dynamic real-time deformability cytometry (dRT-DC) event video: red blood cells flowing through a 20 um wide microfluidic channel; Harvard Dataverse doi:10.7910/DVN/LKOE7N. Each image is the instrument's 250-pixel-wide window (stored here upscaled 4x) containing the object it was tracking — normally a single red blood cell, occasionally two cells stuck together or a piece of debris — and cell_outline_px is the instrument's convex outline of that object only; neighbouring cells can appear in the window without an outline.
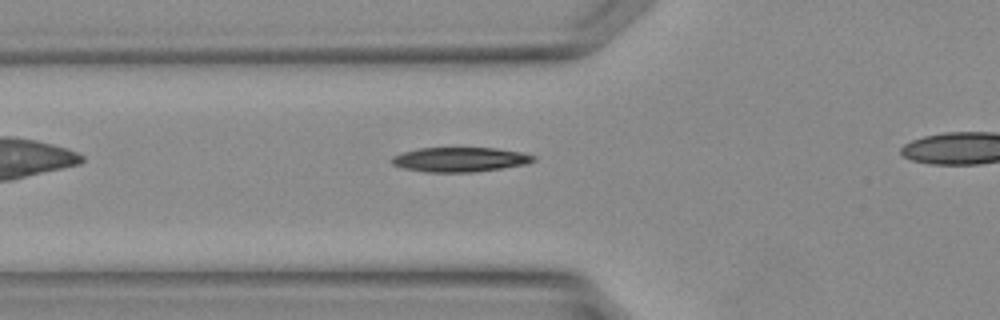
{"species": "Egyptian fruit bat (a non-hibernating species)", "species_latin": "Rousettus aegyptiacus", "temperature_condition": "warm", "stored_images_in_passage": 21, "camera_frame_rate_fps": 3000, "um_per_image_px": 0.085, "animal": {"sex": "female"}, "frame": {"image": 1, "passage_image": 4, "time_ms": 1.0, "image_size_px": [1000, 320], "cell_outline_px": [[536, 160], [528, 164], [476, 172], [424, 172], [400, 168], [392, 164], [392, 156], [400, 152], [420, 148], [496, 148], [524, 152], [536, 156]], "centroid_in_image_um": [39.11, 13.56], "position_along_channel_um": 86.7, "area_um2": 20.63}}
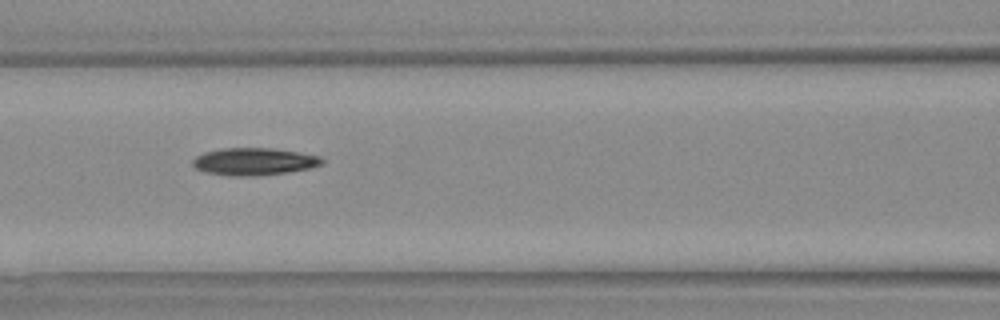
{"frame": {"image": 2, "passage_image": 7, "time_ms": 2.0, "image_size_px": [1000, 320], "cell_outline_px": [[324, 160], [320, 164], [308, 168], [284, 172], [256, 176], [232, 176], [204, 172], [196, 168], [192, 164], [192, 160], [196, 156], [204, 152], [224, 148], [276, 148], [320, 156]], "centroid_in_image_um": [21.55, 13.72], "position_along_channel_um": 145.1, "area_um2": 20.46}}